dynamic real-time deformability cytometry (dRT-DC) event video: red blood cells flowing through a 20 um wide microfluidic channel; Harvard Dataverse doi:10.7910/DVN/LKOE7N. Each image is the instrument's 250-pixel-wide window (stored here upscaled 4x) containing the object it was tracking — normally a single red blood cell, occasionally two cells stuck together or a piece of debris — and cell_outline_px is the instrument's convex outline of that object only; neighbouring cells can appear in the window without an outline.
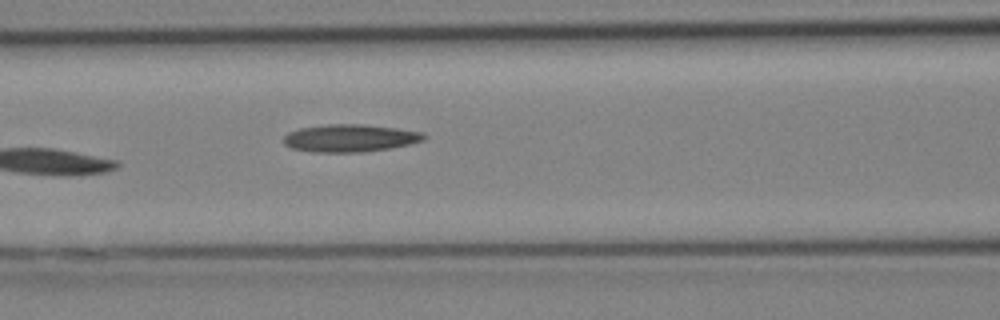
{"species": "Egyptian fruit bat (a non-hibernating species)", "species_latin": "Rousettus aegyptiacus", "temperature_condition": "cold", "stored_images_in_passage": 11, "camera_frame_rate_fps": 3000, "um_per_image_px": 0.085, "animal": {"sex": "female"}, "frame": {"image": 1, "passage_image": 11, "time_ms": 3.333, "image_size_px": [1000, 320], "cell_outline_px": [[428, 136], [424, 140], [408, 144], [388, 148], [364, 152], [312, 152], [292, 148], [284, 144], [284, 136], [288, 132], [300, 128], [328, 124], [364, 124], [396, 128], [424, 132]], "centroid_in_image_um": [29.76, 11.73], "position_along_channel_um": 136.8, "area_um2": 22.54}}